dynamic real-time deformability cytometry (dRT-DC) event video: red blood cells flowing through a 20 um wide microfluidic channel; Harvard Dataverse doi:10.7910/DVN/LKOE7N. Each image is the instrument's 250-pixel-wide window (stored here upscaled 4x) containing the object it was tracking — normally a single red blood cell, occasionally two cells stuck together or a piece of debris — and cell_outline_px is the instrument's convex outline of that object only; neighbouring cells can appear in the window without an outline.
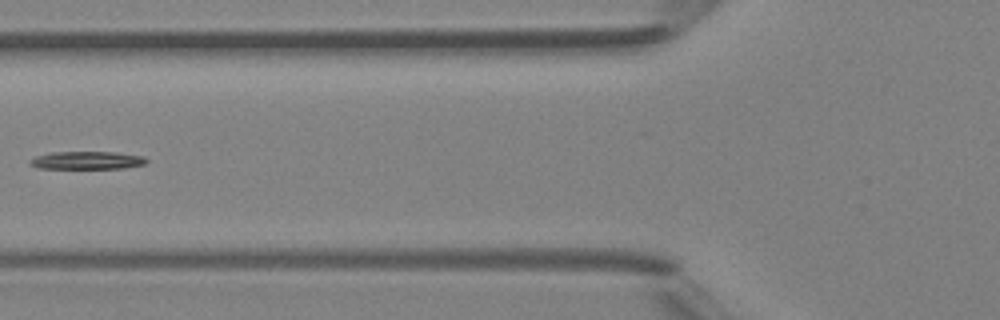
{"species": "Egyptian fruit bat (a non-hibernating species)", "species_latin": "Rousettus aegyptiacus", "temperature_condition": "room temperature", "stored_images_in_passage": 5, "camera_frame_rate_fps": 3000, "um_per_image_px": 0.085, "animal": {"sex": "female"}, "frame": {"image": 1, "passage_image": 4, "time_ms": 3.667, "image_size_px": [1000, 320], "cell_outline_px": [[148, 160], [144, 164], [124, 168], [36, 168], [28, 164], [28, 160], [36, 156], [48, 152], [116, 152], [144, 156]], "centroid_in_image_um": [7.35, 13.62], "position_along_channel_um": 118.5, "area_um2": 12.2}}
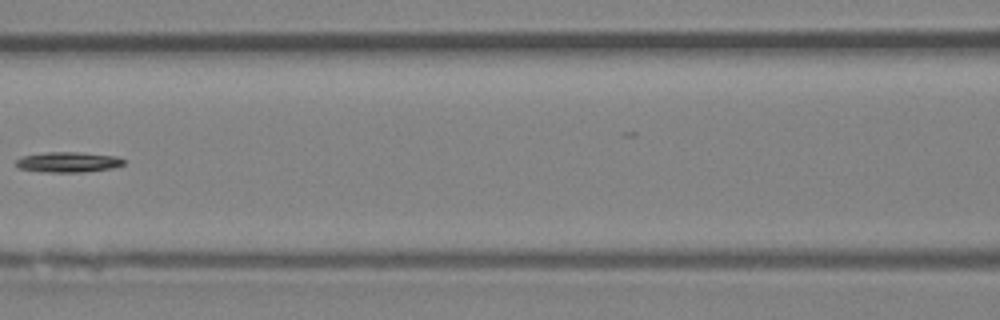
{"frame": {"image": 2, "passage_image": 5, "time_ms": 4.667, "image_size_px": [1000, 320], "cell_outline_px": [[124, 164], [112, 168], [84, 172], [48, 172], [20, 168], [16, 164], [16, 160], [20, 156], [48, 152], [80, 152], [116, 156], [124, 160]], "centroid_in_image_um": [5.8, 13.77], "position_along_channel_um": 160.8, "area_um2": 12.66}}